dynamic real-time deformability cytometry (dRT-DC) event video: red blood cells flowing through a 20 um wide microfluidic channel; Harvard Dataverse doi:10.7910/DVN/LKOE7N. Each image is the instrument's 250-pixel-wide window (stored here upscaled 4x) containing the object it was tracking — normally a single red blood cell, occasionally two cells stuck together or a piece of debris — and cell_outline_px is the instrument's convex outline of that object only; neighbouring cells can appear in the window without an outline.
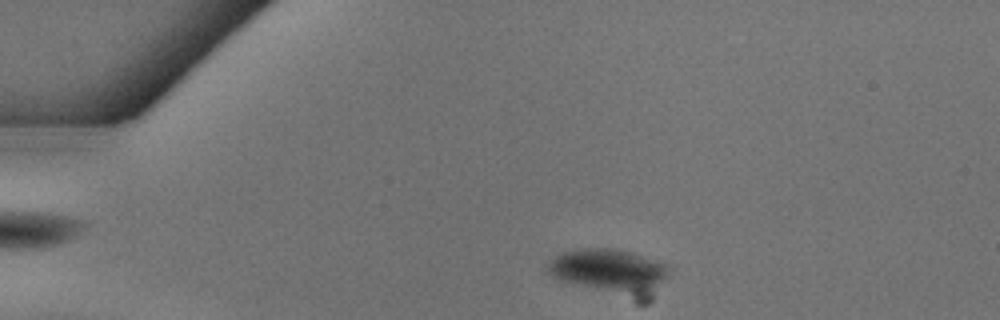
{"species": "common noctule bat (a hibernating species)", "species_latin": "Nyctalus noctula", "temperature_condition": "warm", "stored_images_in_passage": 5, "camera_frame_rate_fps": 3000, "um_per_image_px": 0.085, "animal": {"sex": "female"}, "frame": {"image": 1, "passage_image": 3, "time_ms": 0.667, "image_size_px": [1000, 320], "cell_outline_px": [[672, 268], [668, 276], [648, 300], [640, 300], [572, 284], [556, 280], [548, 272], [544, 264], [548, 260], [560, 252], [580, 248], [616, 248], [632, 252], [668, 264]], "centroid_in_image_um": [51.83, 23.06], "position_along_channel_um": 33.2, "area_um2": 32.48}}